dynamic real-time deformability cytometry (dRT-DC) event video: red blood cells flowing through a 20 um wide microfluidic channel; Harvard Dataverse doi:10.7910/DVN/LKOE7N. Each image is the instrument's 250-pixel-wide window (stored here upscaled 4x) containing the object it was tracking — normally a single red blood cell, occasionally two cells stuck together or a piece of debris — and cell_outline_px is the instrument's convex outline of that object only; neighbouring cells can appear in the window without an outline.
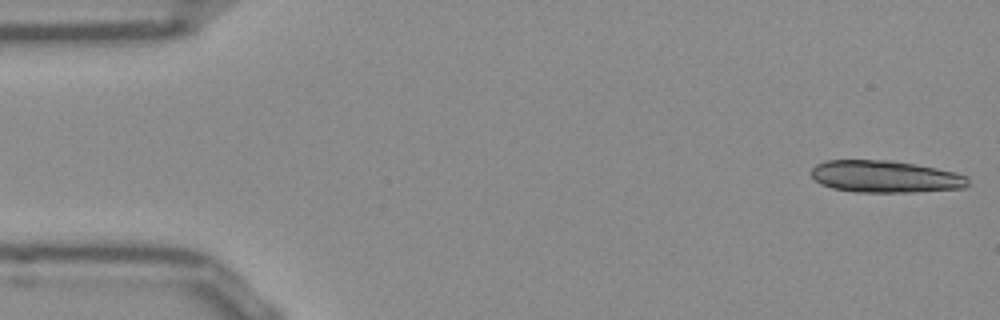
{"species": "Egyptian fruit bat (a non-hibernating species)", "species_latin": "Rousettus aegyptiacus", "temperature_condition": "room temperature", "stored_images_in_passage": 14, "camera_frame_rate_fps": 3000, "um_per_image_px": 0.085, "frame": {"image": 1, "passage_image": 1, "time_ms": 0.0, "image_size_px": [1000, 320], "cell_outline_px": [[968, 184], [964, 188], [912, 192], [856, 192], [832, 188], [820, 184], [812, 176], [812, 168], [816, 164], [824, 160], [892, 160], [936, 168], [956, 172], [968, 176]], "centroid_in_image_um": [75.24, 15.01], "position_along_channel_um": 9.8, "area_um2": 29.36}}